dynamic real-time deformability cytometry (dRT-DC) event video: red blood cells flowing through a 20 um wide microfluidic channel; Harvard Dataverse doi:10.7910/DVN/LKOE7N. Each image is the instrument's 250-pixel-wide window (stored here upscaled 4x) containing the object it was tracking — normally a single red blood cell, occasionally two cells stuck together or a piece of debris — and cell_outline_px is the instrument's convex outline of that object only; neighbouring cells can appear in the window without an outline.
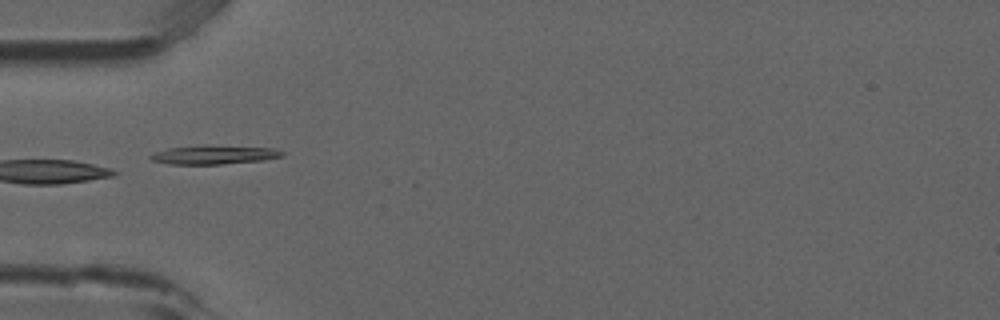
{"species": "common noctule bat (a hibernating species)", "species_latin": "Nyctalus noctula", "temperature_condition": "room temperature", "stored_images_in_passage": 5, "camera_frame_rate_fps": 3000, "um_per_image_px": 0.085, "animal": {"sex": "male", "forearm_length_mm": 52.5}, "frame": {"image": 1, "passage_image": 5, "time_ms": 1.333, "image_size_px": [1000, 320], "cell_outline_px": [[284, 156], [264, 160], [220, 164], [172, 164], [152, 160], [148, 156], [156, 152], [168, 148], [204, 144], [208, 144], [276, 148], [284, 152]], "centroid_in_image_um": [18.25, 13.13], "position_along_channel_um": 66.8, "area_um2": 14.74}}